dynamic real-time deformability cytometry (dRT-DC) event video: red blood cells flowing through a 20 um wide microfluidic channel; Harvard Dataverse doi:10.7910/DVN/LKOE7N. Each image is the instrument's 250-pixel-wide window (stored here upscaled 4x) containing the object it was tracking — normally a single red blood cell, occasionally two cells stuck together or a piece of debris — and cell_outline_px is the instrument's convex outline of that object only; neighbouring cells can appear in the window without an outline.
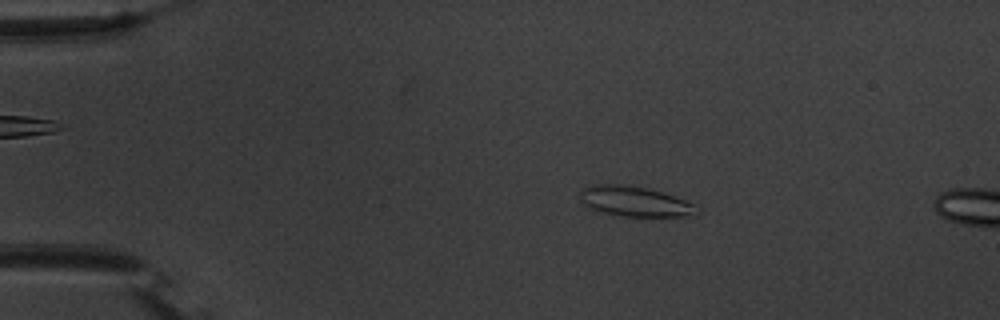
{"species": "common noctule bat (a hibernating species)", "species_latin": "Nyctalus noctula", "temperature_condition": "warm", "stored_images_in_passage": 17, "camera_frame_rate_fps": 3000, "um_per_image_px": 0.085, "animal": {"sex": "male", "body_mass_g": 20.1, "forearm_length_mm": 53.5}, "frame": {"image": 1, "passage_image": 10, "time_ms": 3.0, "image_size_px": [1000, 320], "cell_outline_px": [[696, 216], [620, 216], [600, 212], [588, 208], [580, 200], [580, 192], [588, 184], [620, 184], [648, 188], [696, 204]], "centroid_in_image_um": [53.89, 17.12], "position_along_channel_um": 31.1, "area_um2": 20.52}}